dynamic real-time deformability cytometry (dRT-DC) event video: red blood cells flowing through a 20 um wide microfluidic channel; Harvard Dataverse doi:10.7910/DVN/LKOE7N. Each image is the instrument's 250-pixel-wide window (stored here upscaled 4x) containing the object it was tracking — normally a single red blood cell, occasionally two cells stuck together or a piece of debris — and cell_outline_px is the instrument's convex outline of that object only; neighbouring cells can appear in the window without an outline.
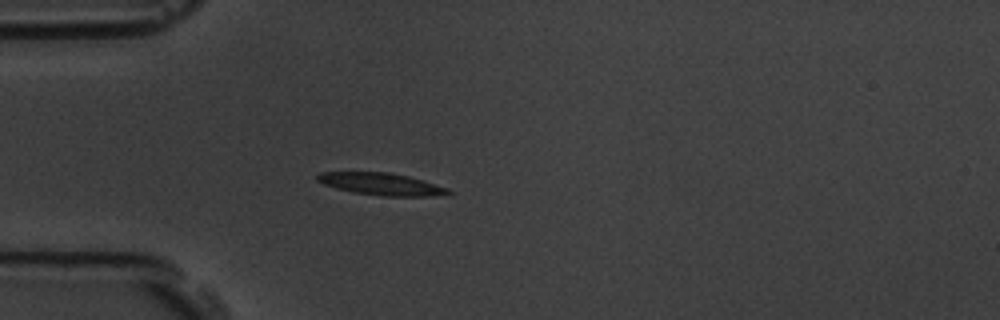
{"species": "common noctule bat (a hibernating species)", "species_latin": "Nyctalus noctula", "temperature_condition": "room temperature", "stored_images_in_passage": 4, "camera_frame_rate_fps": 3000, "um_per_image_px": 0.085, "animal": {"sex": "male", "body_mass_g": 19.5, "forearm_length_mm": 54.6}, "frame": {"image": 1, "passage_image": 4, "time_ms": 1.0, "image_size_px": [1000, 320], "cell_outline_px": [[452, 192], [428, 196], [380, 196], [352, 192], [336, 188], [324, 184], [316, 180], [316, 176], [320, 172], [392, 172], [408, 176], [448, 188]], "centroid_in_image_um": [32.35, 15.63], "position_along_channel_um": 52.7, "area_um2": 16.76}}